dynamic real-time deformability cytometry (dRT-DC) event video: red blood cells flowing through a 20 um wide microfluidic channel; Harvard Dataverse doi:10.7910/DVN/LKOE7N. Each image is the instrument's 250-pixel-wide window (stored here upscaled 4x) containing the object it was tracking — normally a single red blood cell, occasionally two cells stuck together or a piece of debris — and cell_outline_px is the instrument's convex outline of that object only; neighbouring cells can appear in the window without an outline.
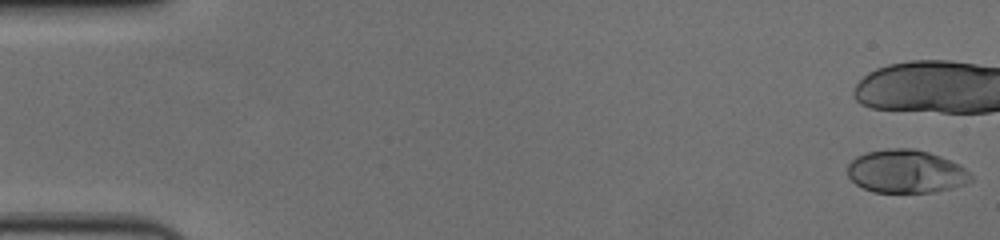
{"species": "human", "species_latin": "Homo sapiens", "temperature_condition": "cold", "stored_images_in_passage": 10, "camera_frame_rate_fps": 3000, "um_per_image_px": 0.085, "donor": {"sex": "female"}, "frame": {"image": 1, "passage_image": 1, "time_ms": 0.0, "image_size_px": [1000, 240], "cell_outline_px": [[972, 180], [964, 184], [936, 192], [872, 192], [856, 184], [848, 176], [848, 164], [856, 156], [864, 152], [884, 148], [912, 148], [928, 152], [940, 156], [960, 164], [972, 176]], "centroid_in_image_um": [76.99, 14.56], "position_along_channel_um": 8.0, "area_um2": 31.15}}